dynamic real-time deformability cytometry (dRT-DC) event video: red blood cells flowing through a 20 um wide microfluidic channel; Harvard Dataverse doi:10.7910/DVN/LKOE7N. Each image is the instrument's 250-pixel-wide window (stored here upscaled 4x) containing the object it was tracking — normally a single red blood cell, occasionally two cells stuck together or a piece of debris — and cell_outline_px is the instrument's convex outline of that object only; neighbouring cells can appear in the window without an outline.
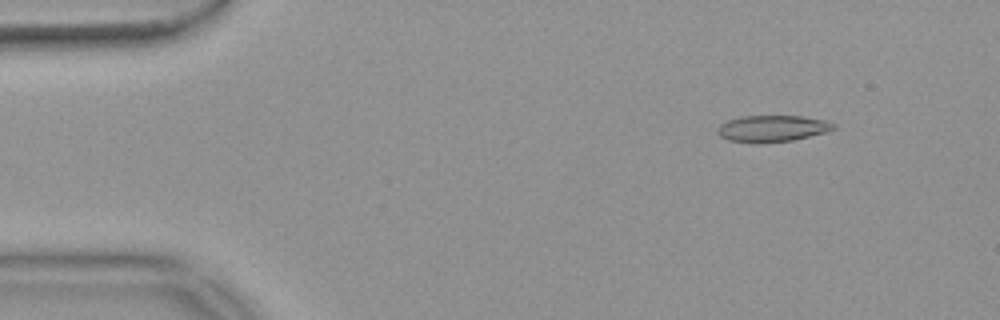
{"species": "common noctule bat (a hibernating species)", "species_latin": "Nyctalus noctula", "temperature_condition": "warm", "stored_images_in_passage": 50, "camera_frame_rate_fps": 3000, "um_per_image_px": 0.085, "animal": {"sex": "female", "body_mass_g": 18.4}, "frame": {"image": 1, "passage_image": 2, "time_ms": 0.333, "image_size_px": [1000, 320], "cell_outline_px": [[836, 128], [824, 132], [792, 140], [752, 144], [728, 140], [720, 136], [716, 132], [720, 124], [728, 120], [744, 116], [800, 116], [824, 120], [836, 124]], "centroid_in_image_um": [65.59, 10.93], "position_along_channel_um": 19.4, "area_um2": 17.86}}
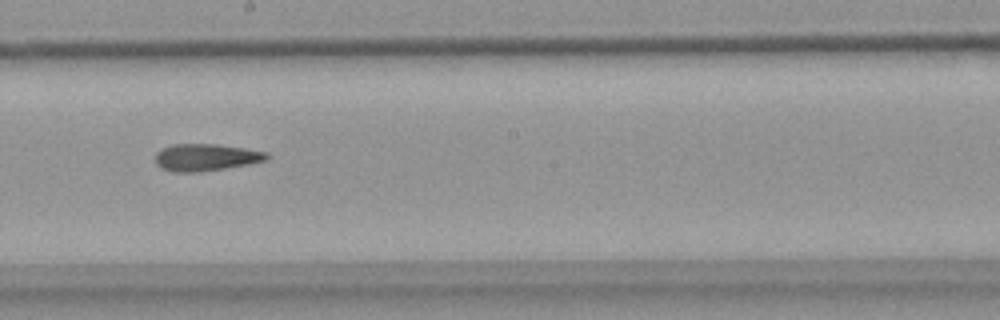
{"frame": {"image": 2, "passage_image": 26, "time_ms": 8.333, "image_size_px": [1000, 320], "cell_outline_px": [[272, 156], [268, 160], [248, 164], [200, 172], [172, 172], [160, 168], [156, 164], [156, 152], [160, 148], [172, 144], [216, 144], [244, 148], [268, 152]], "centroid_in_image_um": [17.5, 13.37], "position_along_channel_um": 230.7, "area_um2": 17.8}}
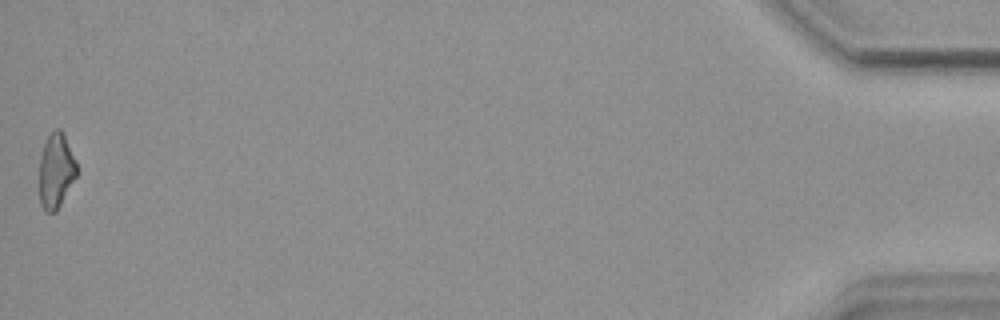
{"frame": {"image": 3, "passage_image": 50, "time_ms": 16.333, "image_size_px": [1000, 320], "cell_outline_px": [[76, 176], [56, 212], [44, 212], [40, 204], [40, 156], [44, 144], [48, 136], [56, 128], [60, 128], [76, 160]], "centroid_in_image_um": [4.75, 14.54], "position_along_channel_um": 430.5, "area_um2": 16.07}, "authors_computed_cell_mechanics": {"area_um2": 17.34, "velocity_mm_per_s": 3.7329, "shape_relaxation_time_tau1_ms": null, "shape_relaxation_time_tau2_ms": 5.6467, "deformation_change_tau1": null, "deformation_change_tau2": 0.1565}}